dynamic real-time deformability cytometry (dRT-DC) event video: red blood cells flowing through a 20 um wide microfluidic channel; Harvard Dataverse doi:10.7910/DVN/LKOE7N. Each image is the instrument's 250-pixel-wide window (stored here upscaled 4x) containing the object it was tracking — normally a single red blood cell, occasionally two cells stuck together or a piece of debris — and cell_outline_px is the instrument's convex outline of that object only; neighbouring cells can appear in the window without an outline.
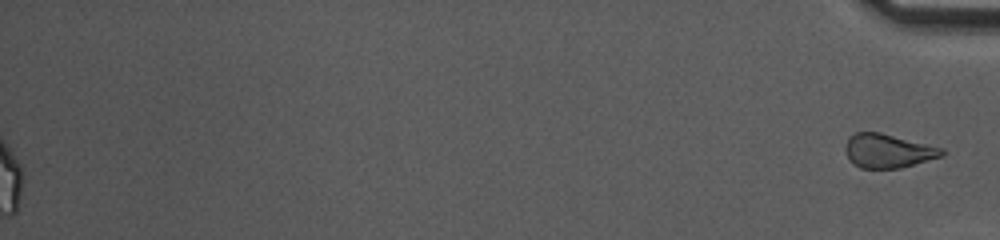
{"species": "common noctule bat (a hibernating species)", "species_latin": "Nyctalus noctula", "temperature_condition": "cold", "stored_images_in_passage": 40, "segment_of_instrument_passage": [2, 2], "camera_frame_rate_fps": 3000, "um_per_image_px": 0.085, "animal": {"sex": "female", "body_mass_g": 10.0, "forearm_length_mm": 53.1}, "frame": {"image": 1, "passage_image": 40, "time_ms": 13.0, "image_size_px": [1000, 240], "cell_outline_px": [[944, 152], [940, 156], [900, 168], [860, 168], [852, 164], [848, 160], [844, 148], [844, 144], [848, 136], [856, 132], [880, 132], [944, 148]], "centroid_in_image_um": [75.39, 12.81], "position_along_channel_um": 359.8, "area_um2": 19.13}}